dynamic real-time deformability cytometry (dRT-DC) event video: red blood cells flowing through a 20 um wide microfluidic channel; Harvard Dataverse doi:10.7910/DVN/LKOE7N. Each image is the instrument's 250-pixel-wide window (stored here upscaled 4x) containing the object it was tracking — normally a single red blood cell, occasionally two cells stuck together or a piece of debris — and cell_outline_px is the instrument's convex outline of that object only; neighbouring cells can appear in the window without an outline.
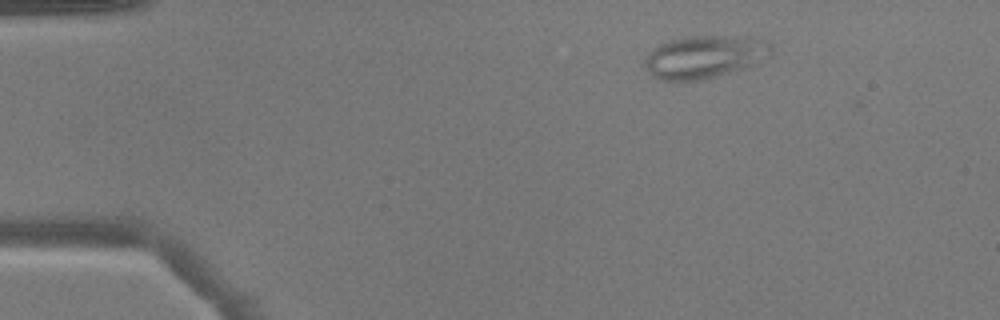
{"species": "common noctule bat (a hibernating species)", "species_latin": "Nyctalus noctula", "temperature_condition": "warm", "stored_images_in_passage": 3, "camera_frame_rate_fps": 3000, "um_per_image_px": 0.085, "animal": {"sex": "male", "body_mass_g": 17.9}, "frame": {"image": 1, "passage_image": 1, "time_ms": 0.0, "image_size_px": [1000, 320], "cell_outline_px": [[772, 52], [768, 56], [756, 64], [748, 68], [700, 80], [660, 80], [644, 64], [644, 60], [660, 44], [672, 40], [688, 36], [724, 36], [768, 40], [772, 44]], "centroid_in_image_um": [59.97, 4.83], "position_along_channel_um": 25.0, "area_um2": 30.98}}